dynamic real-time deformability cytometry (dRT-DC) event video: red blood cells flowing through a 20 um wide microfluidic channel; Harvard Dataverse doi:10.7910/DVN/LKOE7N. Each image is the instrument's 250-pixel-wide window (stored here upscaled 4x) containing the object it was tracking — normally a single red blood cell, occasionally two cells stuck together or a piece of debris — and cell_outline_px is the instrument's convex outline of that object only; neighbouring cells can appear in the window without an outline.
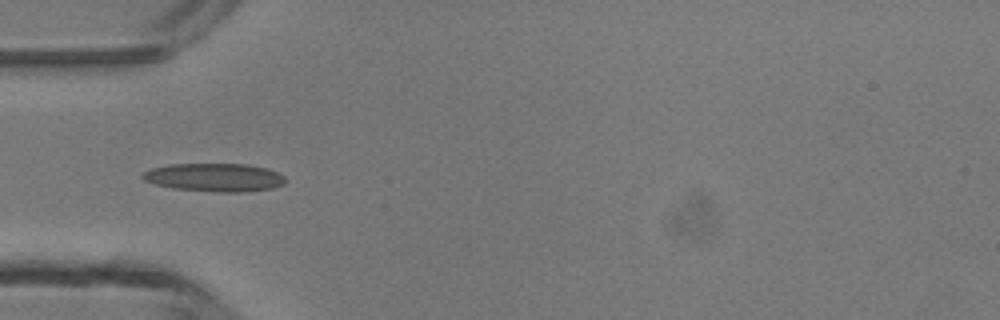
{"species": "common noctule bat (a hibernating species)", "species_latin": "Nyctalus noctula", "temperature_condition": "room temperature", "stored_images_in_passage": 34, "camera_frame_rate_fps": 3000, "um_per_image_px": 0.085, "animal": {"sex": "male", "body_mass_g": 13.3}, "frame": {"image": 1, "passage_image": 3, "time_ms": 0.667, "image_size_px": [1000, 320], "cell_outline_px": [[284, 184], [272, 188], [244, 192], [216, 192], [172, 188], [156, 184], [144, 180], [140, 176], [144, 172], [152, 168], [168, 164], [248, 164], [268, 168], [284, 176]], "centroid_in_image_um": [18.23, 15.08], "position_along_channel_um": 66.8, "area_um2": 23.52}}
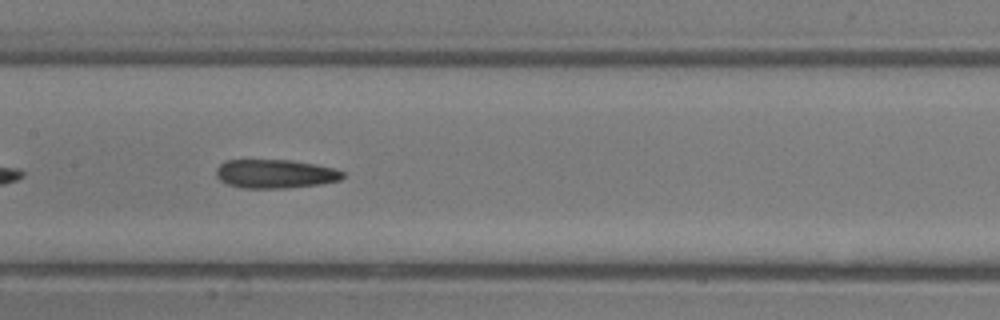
{"frame": {"image": 2, "passage_image": 11, "time_ms": 3.333, "image_size_px": [1000, 320], "cell_outline_px": [[344, 176], [340, 180], [320, 184], [284, 188], [240, 188], [224, 184], [216, 176], [216, 168], [224, 160], [288, 160], [316, 164], [332, 168], [344, 172]], "centroid_in_image_um": [23.34, 14.78], "position_along_channel_um": 184.1, "area_um2": 21.33}}
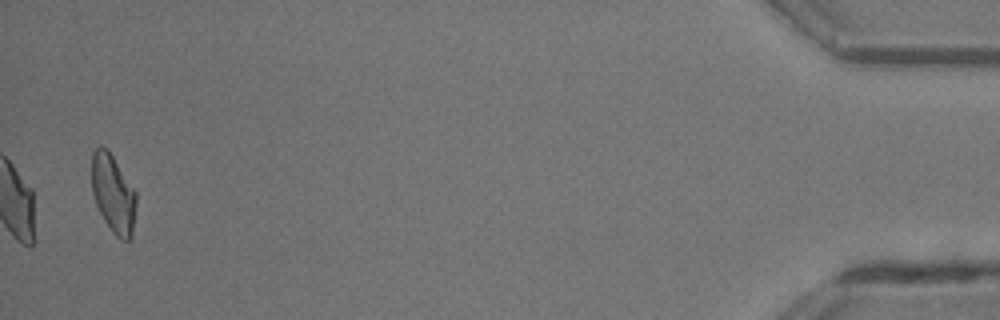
{"frame": {"image": 3, "passage_image": 34, "time_ms": 11.0, "image_size_px": [1000, 320], "cell_outline_px": [[136, 204], [132, 236], [128, 240], [120, 240], [112, 232], [104, 220], [96, 204], [92, 192], [92, 152], [100, 144], [108, 148], [136, 192]], "centroid_in_image_um": [9.62, 16.44], "position_along_channel_um": 425.6, "area_um2": 20.4}, "authors_computed_cell_mechanics": {"area_um2": 21.3571, "velocity_mm_per_s": 4.3663, "shape_relaxation_time_tau1_ms": 3.7808, "shape_relaxation_time_tau2_ms": 3.7441, "deformation_change_tau1": 0.1329, "deformation_change_tau2": 0.1585}}